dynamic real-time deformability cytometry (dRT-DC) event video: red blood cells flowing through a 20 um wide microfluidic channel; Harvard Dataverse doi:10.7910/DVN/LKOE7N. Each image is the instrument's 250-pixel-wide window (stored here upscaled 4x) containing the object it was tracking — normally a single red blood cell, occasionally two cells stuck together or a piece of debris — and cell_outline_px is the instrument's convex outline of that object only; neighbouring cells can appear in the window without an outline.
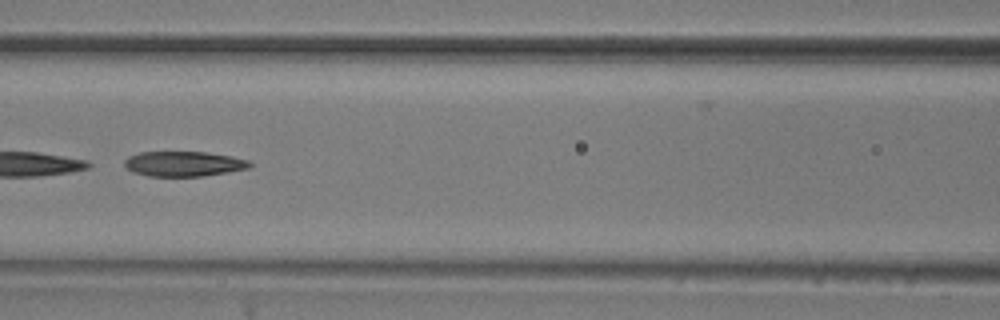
{"species": "common noctule bat (a hibernating species)", "species_latin": "Nyctalus noctula", "temperature_condition": "room temperature", "stored_images_in_passage": 17, "camera_frame_rate_fps": 3000, "um_per_image_px": 0.085, "animal": {"sex": "male", "body_mass_g": 20.5, "forearm_length_mm": 52.5}, "frame": {"image": 1, "passage_image": 10, "time_ms": 3.0, "image_size_px": [1000, 320], "cell_outline_px": [[252, 164], [248, 168], [228, 172], [204, 176], [148, 176], [132, 172], [124, 164], [124, 160], [128, 156], [140, 152], [204, 152], [232, 156], [248, 160]], "centroid_in_image_um": [15.6, 13.92], "position_along_channel_um": 151.0, "area_um2": 18.26}}